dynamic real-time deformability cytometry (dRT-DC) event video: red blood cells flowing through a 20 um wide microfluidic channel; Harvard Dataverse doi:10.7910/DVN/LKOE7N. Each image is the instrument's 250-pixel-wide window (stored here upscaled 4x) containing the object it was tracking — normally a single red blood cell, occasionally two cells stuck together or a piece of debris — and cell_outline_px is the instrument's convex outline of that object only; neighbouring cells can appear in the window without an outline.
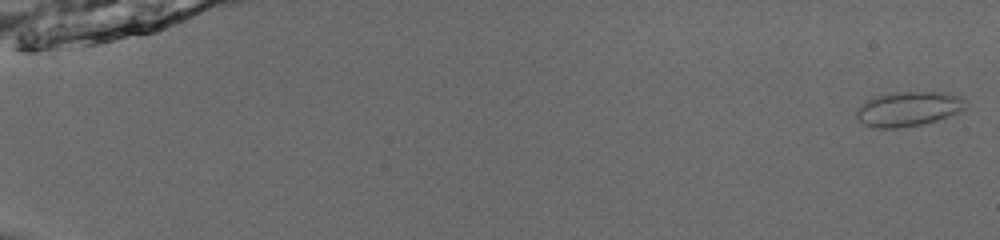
{"species": "common noctule bat (a hibernating species)", "species_latin": "Nyctalus noctula", "temperature_condition": "room temperature", "stored_images_in_passage": 53, "camera_frame_rate_fps": 3000, "um_per_image_px": 0.085, "animal": {"sex": "male", "body_mass_g": 13.0, "forearm_length_mm": 53.1}, "frame": {"image": 1, "passage_image": 1, "time_ms": 0.0, "image_size_px": [1000, 240], "cell_outline_px": [[964, 108], [960, 112], [936, 120], [904, 128], [876, 128], [864, 124], [856, 120], [856, 112], [872, 96], [888, 92], [940, 92], [956, 96], [960, 100]], "centroid_in_image_um": [77.11, 9.27], "position_along_channel_um": 7.9, "area_um2": 21.68}}
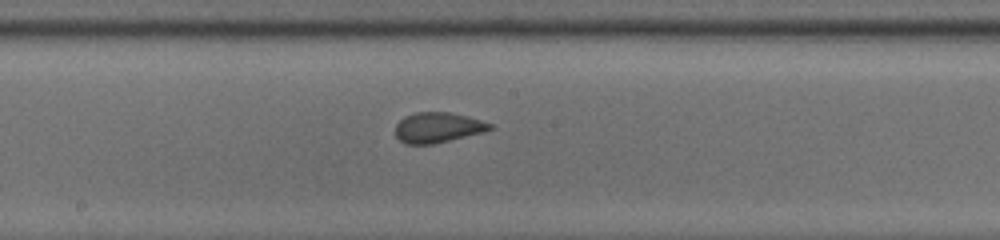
{"frame": {"image": 2, "passage_image": 31, "time_ms": 10.0, "image_size_px": [1000, 240], "cell_outline_px": [[492, 128], [484, 132], [432, 144], [404, 144], [396, 136], [396, 124], [404, 116], [416, 112], [452, 112], [480, 120], [492, 124]], "centroid_in_image_um": [37.19, 10.83], "position_along_channel_um": 211.0, "area_um2": 16.59}}
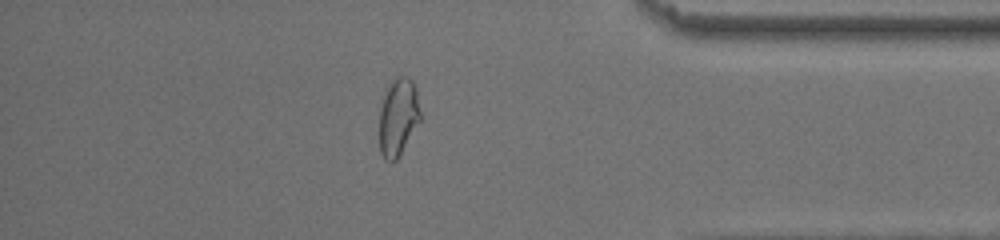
{"frame": {"image": 3, "passage_image": 47, "time_ms": 15.333, "image_size_px": [1000, 240], "cell_outline_px": [[420, 120], [396, 160], [384, 160], [380, 152], [380, 108], [384, 88], [396, 76], [408, 76], [412, 80], [416, 88], [420, 112]], "centroid_in_image_um": [33.82, 9.88], "position_along_channel_um": 401.4, "area_um2": 18.55}, "authors_computed_cell_mechanics": {"area_um2": 18.3226, "velocity_mm_per_s": 3.9193, "shape_relaxation_time_tau1_ms": 10.4438, "shape_relaxation_time_tau2_ms": null, "deformation_change_tau1": 0.1605, "deformation_change_tau2": null}}